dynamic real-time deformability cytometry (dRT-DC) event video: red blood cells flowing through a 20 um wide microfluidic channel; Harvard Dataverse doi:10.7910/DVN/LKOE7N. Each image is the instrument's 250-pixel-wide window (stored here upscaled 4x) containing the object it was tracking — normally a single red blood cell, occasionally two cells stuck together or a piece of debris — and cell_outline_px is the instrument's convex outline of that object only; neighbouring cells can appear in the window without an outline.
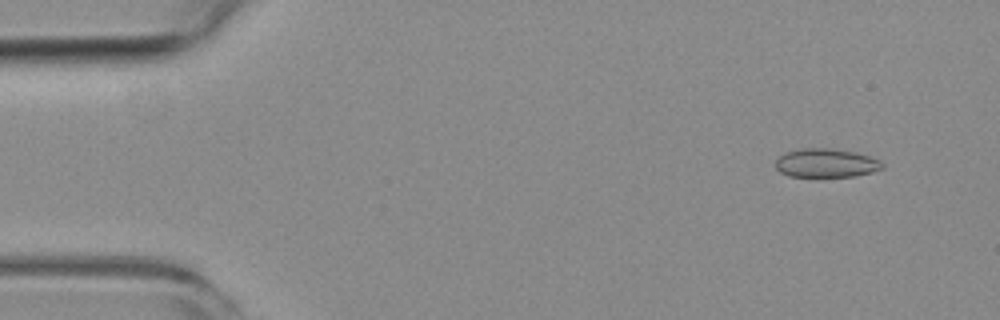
{"species": "common noctule bat (a hibernating species)", "species_latin": "Nyctalus noctula", "temperature_condition": "room temperature", "stored_images_in_passage": 42, "camera_frame_rate_fps": 3000, "um_per_image_px": 0.085, "animal": {"sex": "female", "body_mass_g": 19.3, "forearm_length_mm": 54.1}, "frame": {"image": 1, "passage_image": 5, "time_ms": 1.333, "image_size_px": [1000, 320], "cell_outline_px": [[884, 168], [872, 172], [856, 176], [788, 176], [780, 172], [776, 168], [776, 160], [784, 152], [804, 148], [828, 148], [856, 152], [880, 160], [884, 164]], "centroid_in_image_um": [70.23, 13.85], "position_along_channel_um": 14.8, "area_um2": 17.86}}
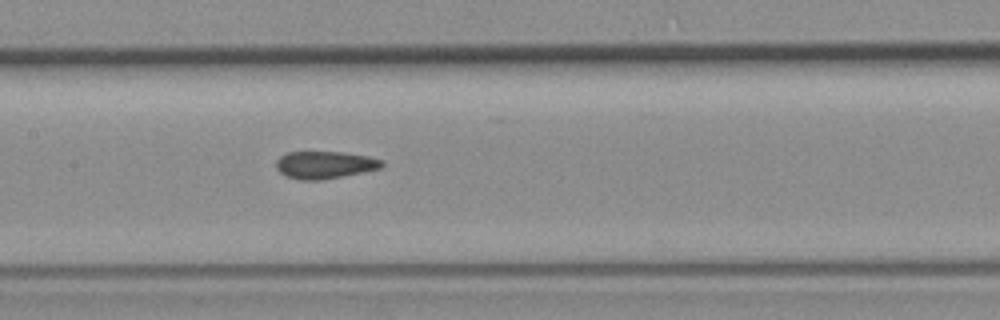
{"frame": {"image": 2, "passage_image": 27, "time_ms": 8.667, "image_size_px": [1000, 320], "cell_outline_px": [[384, 164], [380, 168], [344, 176], [320, 180], [300, 180], [288, 176], [280, 172], [276, 168], [276, 160], [280, 156], [288, 152], [344, 152], [368, 156], [384, 160]], "centroid_in_image_um": [27.61, 14.01], "position_along_channel_um": 179.8, "area_um2": 16.88}}
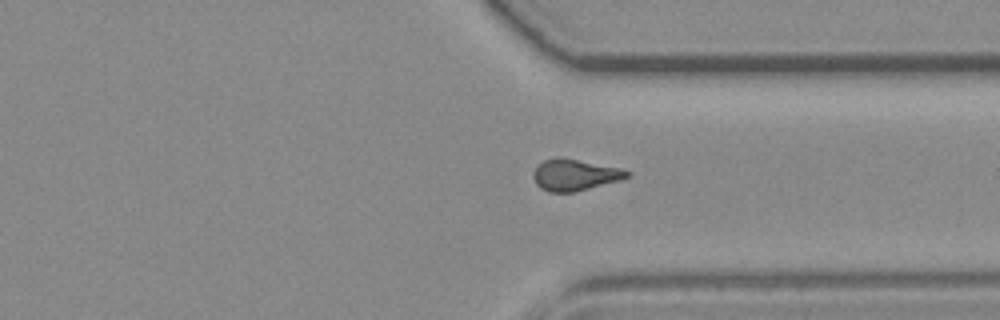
{"frame": {"image": 3, "passage_image": 42, "time_ms": 13.667, "image_size_px": [1000, 320], "cell_outline_px": [[632, 176], [624, 180], [576, 192], [548, 192], [540, 188], [536, 184], [532, 176], [532, 172], [536, 164], [544, 160], [556, 156], [560, 156], [620, 168], [632, 172]], "centroid_in_image_um": [48.87, 14.86], "position_along_channel_um": 362.5, "area_um2": 17.8}, "authors_computed_cell_mechanics": {"area_um2": 17.6579, "velocity_mm_per_s": 3.6583, "shape_relaxation_time_tau1_ms": null, "shape_relaxation_time_tau2_ms": 1.8923, "deformation_change_tau1": null, "deformation_change_tau2": 0.0728}}